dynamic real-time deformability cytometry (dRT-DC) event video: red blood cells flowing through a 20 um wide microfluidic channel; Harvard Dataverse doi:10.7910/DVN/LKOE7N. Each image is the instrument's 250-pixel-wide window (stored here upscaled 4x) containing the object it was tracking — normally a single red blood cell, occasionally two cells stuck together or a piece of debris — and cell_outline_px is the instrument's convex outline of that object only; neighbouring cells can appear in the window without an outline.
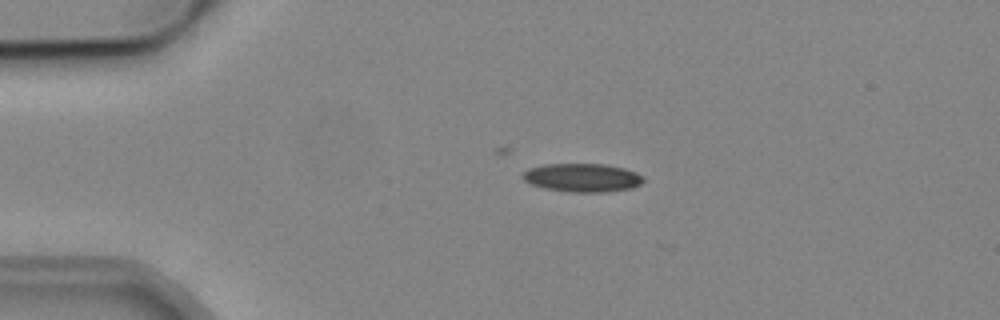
{"species": "common noctule bat (a hibernating species)", "species_latin": "Nyctalus noctula", "temperature_condition": "cold", "stored_images_in_passage": 2, "camera_frame_rate_fps": 3000, "um_per_image_px": 0.085, "animal": {"sex": "male", "body_mass_g": 19.2, "forearm_length_mm": 51.8}, "frame": {"image": 1, "passage_image": 1, "time_ms": 0.0, "image_size_px": [1000, 320], "cell_outline_px": [[644, 180], [640, 184], [632, 188], [608, 192], [568, 192], [544, 188], [528, 184], [520, 176], [528, 168], [544, 164], [604, 164], [624, 168], [636, 172], [644, 176]], "centroid_in_image_um": [49.48, 15.1], "position_along_channel_um": 35.5, "area_um2": 20.29}}